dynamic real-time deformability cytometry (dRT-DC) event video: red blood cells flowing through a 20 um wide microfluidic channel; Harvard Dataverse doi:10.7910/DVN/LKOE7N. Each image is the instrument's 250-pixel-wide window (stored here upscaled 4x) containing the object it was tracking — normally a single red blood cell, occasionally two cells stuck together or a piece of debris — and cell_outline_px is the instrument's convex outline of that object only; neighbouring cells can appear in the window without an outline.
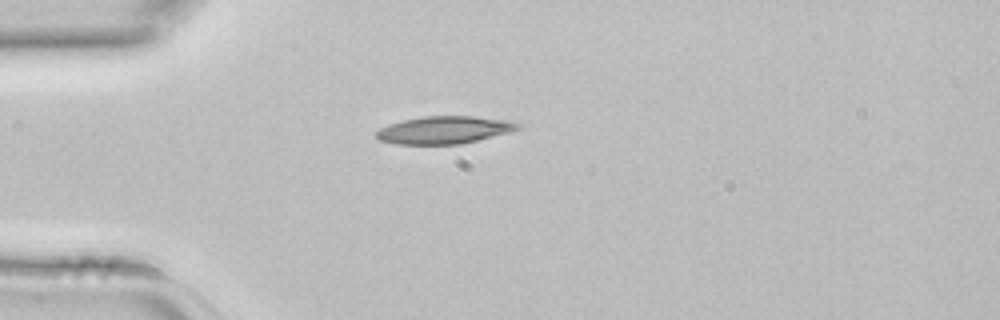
{"species": "common noctule bat (a hibernating species)", "species_latin": "Nyctalus noctula", "temperature_condition": "room temperature", "stored_images_in_passage": 2, "camera_frame_rate_fps": 3000, "um_per_image_px": 0.085, "animal": {"sex": "female", "body_mass_g": 22.7, "forearm_length_mm": 54.2}, "frame": {"image": 1, "passage_image": 2, "time_ms": 0.333, "image_size_px": [1000, 320], "cell_outline_px": [[520, 128], [508, 132], [460, 144], [396, 144], [380, 140], [376, 136], [376, 132], [380, 128], [388, 124], [404, 120], [424, 116], [472, 116], [504, 120], [520, 124]], "centroid_in_image_um": [37.71, 11.04], "position_along_channel_um": 47.3, "area_um2": 22.31}}